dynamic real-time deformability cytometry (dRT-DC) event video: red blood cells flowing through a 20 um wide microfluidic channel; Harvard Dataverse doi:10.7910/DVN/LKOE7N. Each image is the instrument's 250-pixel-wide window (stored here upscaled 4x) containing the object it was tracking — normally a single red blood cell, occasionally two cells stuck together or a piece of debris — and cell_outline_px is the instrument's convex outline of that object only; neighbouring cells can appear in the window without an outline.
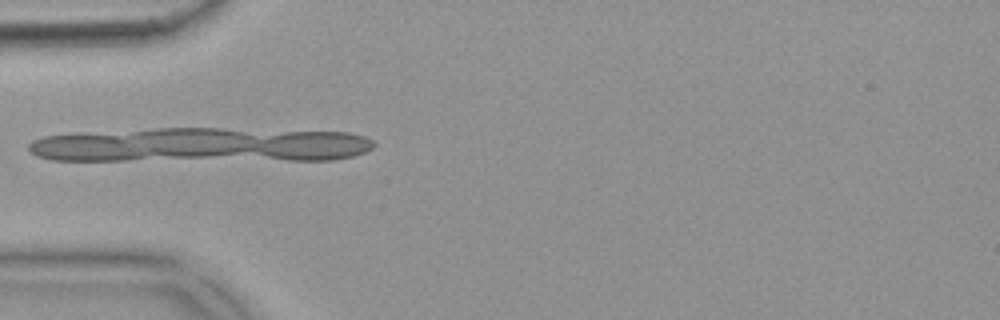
{"species": "common noctule bat (a hibernating species)", "species_latin": "Nyctalus noctula", "temperature_condition": "warm", "stored_images_in_passage": 12, "segment_of_instrument_passage": [2, 2], "camera_frame_rate_fps": 3000, "um_per_image_px": 0.085, "animal": {"sex": "female", "body_mass_g": 18.4}, "frame": {"image": 1, "passage_image": 10, "time_ms": 3.0, "image_size_px": [1000, 320], "cell_outline_px": [[136, 156], [104, 160], [64, 160], [44, 156], [36, 152], [32, 148], [32, 144], [40, 140], [56, 136], [108, 136], [120, 140]], "centroid_in_image_um": [7.01, 12.59], "position_along_channel_um": 78.0, "area_um2": 14.51}}